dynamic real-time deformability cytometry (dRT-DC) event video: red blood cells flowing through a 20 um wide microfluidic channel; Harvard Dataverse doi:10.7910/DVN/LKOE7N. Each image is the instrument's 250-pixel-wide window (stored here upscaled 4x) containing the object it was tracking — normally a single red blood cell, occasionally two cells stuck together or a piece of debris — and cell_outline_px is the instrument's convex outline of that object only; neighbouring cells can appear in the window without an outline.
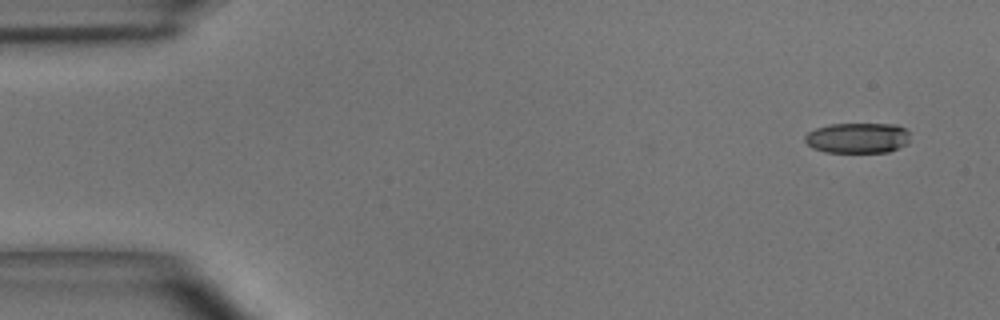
{"species": "common noctule bat (a hibernating species)", "species_latin": "Nyctalus noctula", "temperature_condition": "room temperature", "stored_images_in_passage": 4, "camera_frame_rate_fps": 3000, "um_per_image_px": 0.085, "animal": {"sex": "male", "body_mass_g": 15.6}, "frame": {"image": 1, "passage_image": 1, "time_ms": 0.0, "image_size_px": [1000, 320], "cell_outline_px": [[912, 132], [908, 144], [888, 152], [824, 152], [812, 148], [804, 140], [804, 136], [808, 132], [816, 128], [832, 124], [896, 124]], "centroid_in_image_um": [72.94, 11.72], "position_along_channel_um": 12.1, "area_um2": 18.9}}
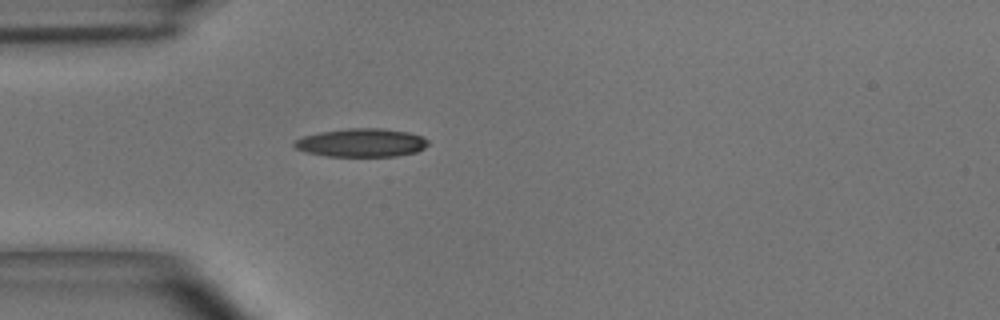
{"frame": {"image": 2, "passage_image": 4, "time_ms": 1.0, "image_size_px": [1000, 320], "cell_outline_px": [[428, 144], [424, 148], [416, 152], [396, 156], [324, 156], [304, 152], [296, 148], [292, 144], [296, 140], [304, 136], [320, 132], [348, 128], [380, 128], [408, 132], [424, 136], [428, 140]], "centroid_in_image_um": [30.73, 12.13], "position_along_channel_um": 54.3, "area_um2": 22.2}}